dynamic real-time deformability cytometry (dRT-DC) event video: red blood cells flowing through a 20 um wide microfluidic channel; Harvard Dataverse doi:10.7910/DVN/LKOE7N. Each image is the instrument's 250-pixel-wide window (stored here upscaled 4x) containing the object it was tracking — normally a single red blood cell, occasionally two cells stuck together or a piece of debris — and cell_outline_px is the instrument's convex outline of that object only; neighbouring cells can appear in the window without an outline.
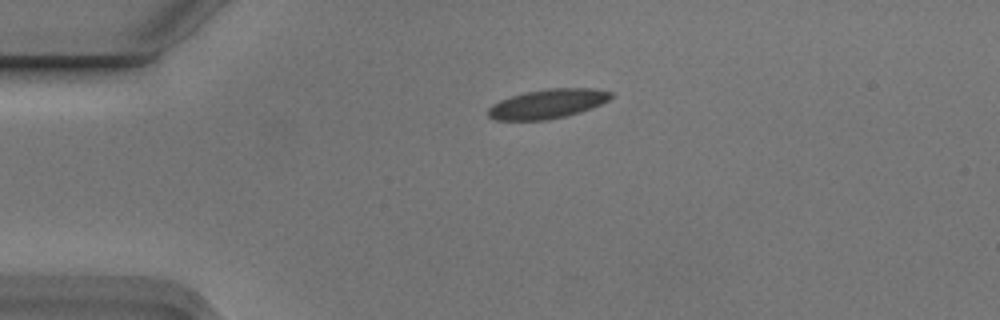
{"species": "Egyptian fruit bat (a non-hibernating species)", "species_latin": "Rousettus aegyptiacus", "temperature_condition": "cold", "stored_images_in_passage": 2, "camera_frame_rate_fps": 3000, "um_per_image_px": 0.085, "animal": {"sex": "male"}, "frame": {"image": 1, "passage_image": 1, "time_ms": 0.0, "image_size_px": [1000, 320], "cell_outline_px": [[612, 96], [608, 100], [592, 108], [580, 112], [548, 120], [496, 120], [488, 116], [488, 108], [492, 104], [500, 100], [524, 92], [548, 88], [596, 88], [612, 92]], "centroid_in_image_um": [46.54, 8.82], "position_along_channel_um": 38.5, "area_um2": 20.98}}